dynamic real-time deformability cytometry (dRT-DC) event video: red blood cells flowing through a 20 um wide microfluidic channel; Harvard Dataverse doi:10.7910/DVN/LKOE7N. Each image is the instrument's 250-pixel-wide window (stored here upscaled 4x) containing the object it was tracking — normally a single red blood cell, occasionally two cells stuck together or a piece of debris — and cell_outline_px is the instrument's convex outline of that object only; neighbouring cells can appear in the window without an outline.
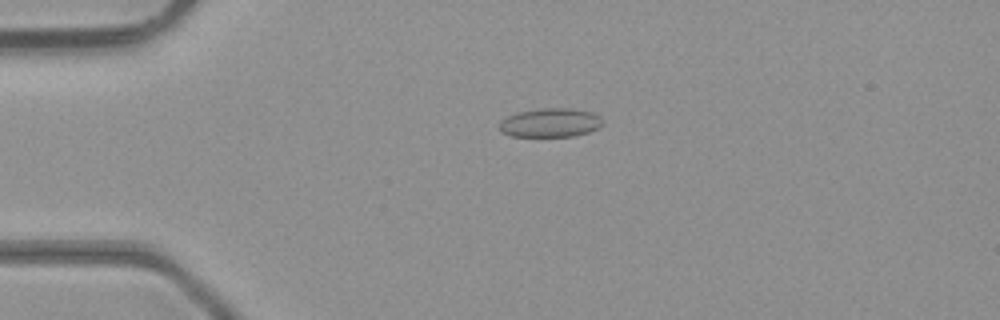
{"species": "common noctule bat (a hibernating species)", "species_latin": "Nyctalus noctula", "temperature_condition": "room temperature", "stored_images_in_passage": 48, "camera_frame_rate_fps": 3000, "um_per_image_px": 0.085, "animal": {"sex": "male", "body_mass_g": 23.1, "forearm_length_mm": 52.7}, "frame": {"image": 1, "passage_image": 12, "time_ms": 3.667, "image_size_px": [1000, 320], "cell_outline_px": [[604, 124], [600, 128], [588, 132], [572, 136], [512, 136], [500, 132], [500, 120], [516, 112], [540, 108], [568, 108], [592, 112], [600, 116], [604, 120]], "centroid_in_image_um": [46.8, 10.42], "position_along_channel_um": 38.2, "area_um2": 17.57}}
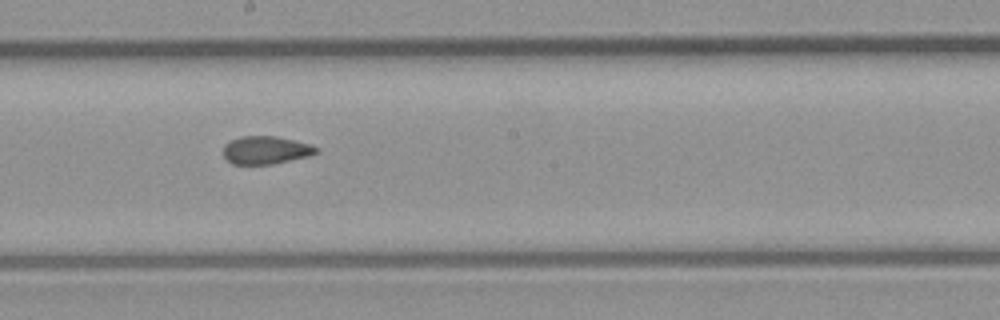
{"frame": {"image": 2, "passage_image": 27, "time_ms": 8.667, "image_size_px": [1000, 320], "cell_outline_px": [[316, 152], [308, 156], [272, 164], [232, 164], [224, 156], [224, 144], [240, 136], [276, 136], [312, 144], [316, 148]], "centroid_in_image_um": [22.57, 12.75], "position_along_channel_um": 225.6, "area_um2": 14.97}}
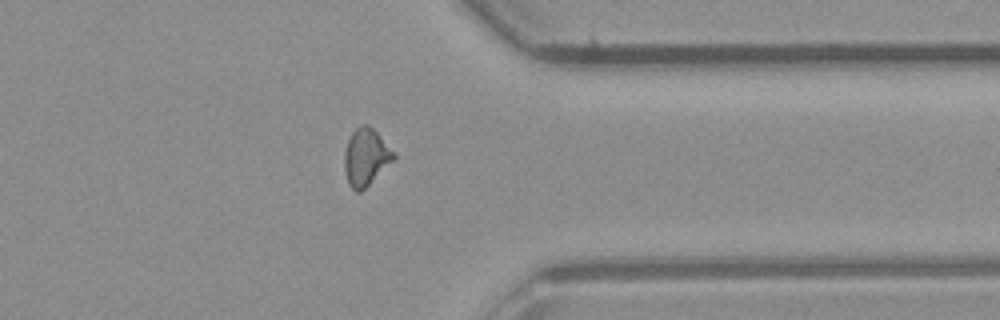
{"frame": {"image": 3, "passage_image": 38, "time_ms": 12.333, "image_size_px": [1000, 320], "cell_outline_px": [[396, 160], [360, 192], [356, 192], [348, 184], [344, 172], [344, 152], [348, 140], [352, 132], [356, 128], [364, 124], [368, 124], [376, 132], [396, 156]], "centroid_in_image_um": [31.08, 13.38], "position_along_channel_um": 380.3, "area_um2": 16.36}, "authors_computed_cell_mechanics": {"area_um2": 15.895, "velocity_mm_per_s": 4.4221, "shape_relaxation_time_tau1_ms": null, "shape_relaxation_time_tau2_ms": 1.6853, "deformation_change_tau1": null, "deformation_change_tau2": 0.0798}}